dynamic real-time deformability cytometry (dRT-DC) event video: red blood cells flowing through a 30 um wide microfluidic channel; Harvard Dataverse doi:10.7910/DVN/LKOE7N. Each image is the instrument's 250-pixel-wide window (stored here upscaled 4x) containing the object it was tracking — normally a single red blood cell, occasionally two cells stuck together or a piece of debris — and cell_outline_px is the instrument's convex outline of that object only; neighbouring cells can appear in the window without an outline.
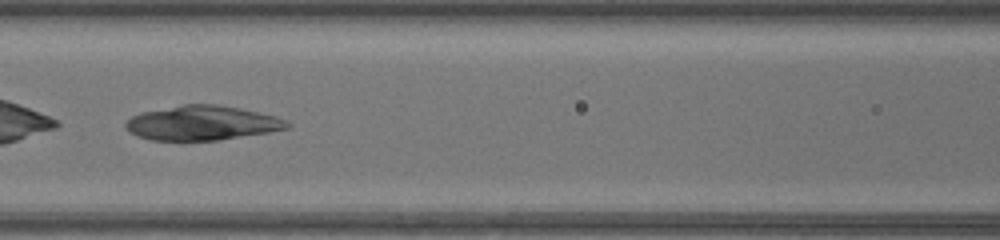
{"species": "common noctule bat (a hibernating species)", "species_latin": "Nyctalus noctula", "temperature_condition": "warm", "stored_images_in_passage": 48, "camera_frame_rate_fps": 3000, "um_per_image_px": 0.085, "animal": {"sex": "female", "body_mass_g": 17.0, "forearm_length_mm": 48.0}, "frame": {"image": 1, "passage_image": 23, "time_ms": 7.333, "image_size_px": [1000, 240], "cell_outline_px": [[292, 124], [288, 128], [268, 132], [220, 140], [152, 140], [136, 136], [124, 124], [132, 116], [140, 112], [184, 104], [220, 104], [240, 108], [276, 116], [288, 120]], "centroid_in_image_um": [17.21, 10.44], "position_along_channel_um": 149.4, "area_um2": 32.48}}
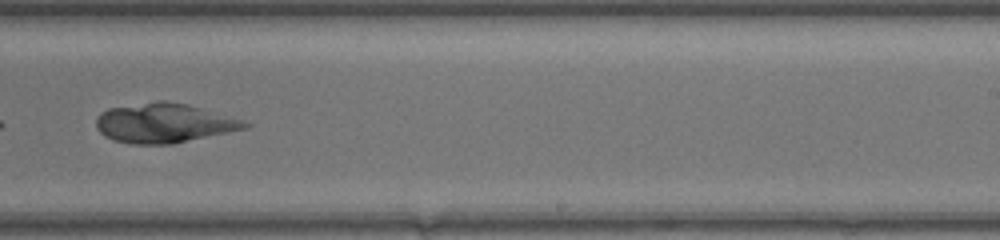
{"frame": {"image": 2, "passage_image": 32, "time_ms": 10.333, "image_size_px": [1000, 240], "cell_outline_px": [[252, 124], [248, 128], [172, 144], [128, 144], [112, 140], [104, 136], [96, 128], [96, 116], [100, 112], [108, 108], [160, 100], [168, 100], [188, 104], [244, 120]], "centroid_in_image_um": [13.92, 10.46], "position_along_channel_um": 275.1, "area_um2": 34.51}}
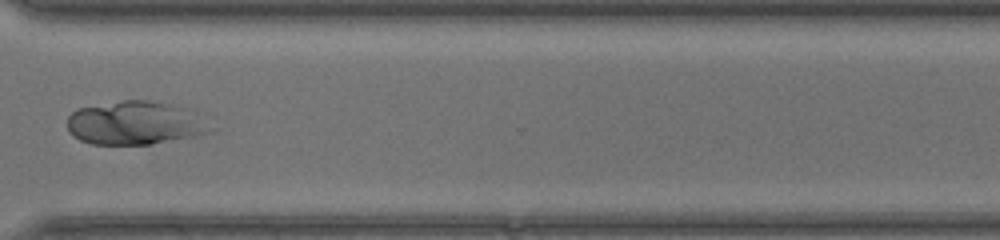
{"frame": {"image": 3, "passage_image": 38, "time_ms": 12.333, "image_size_px": [1000, 240], "cell_outline_px": [[220, 128], [212, 132], [196, 136], [148, 144], [92, 144], [80, 140], [72, 136], [68, 132], [68, 116], [76, 108], [124, 100], [148, 100], [188, 108]], "centroid_in_image_um": [11.55, 10.46], "position_along_channel_um": 359.0, "area_um2": 36.76}}